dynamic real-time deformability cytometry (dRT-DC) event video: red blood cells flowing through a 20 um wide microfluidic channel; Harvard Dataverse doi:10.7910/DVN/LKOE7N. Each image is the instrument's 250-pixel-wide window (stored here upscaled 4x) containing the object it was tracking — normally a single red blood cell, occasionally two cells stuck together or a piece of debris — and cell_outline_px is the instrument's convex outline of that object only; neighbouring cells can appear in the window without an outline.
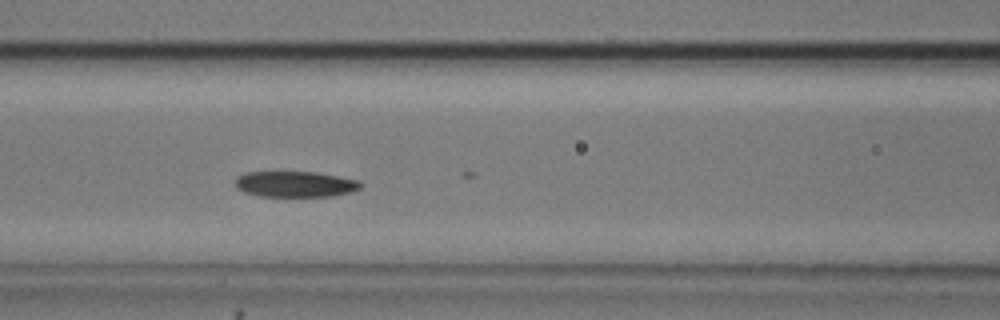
{"species": "common noctule bat (a hibernating species)", "species_latin": "Nyctalus noctula", "temperature_condition": "cold", "stored_images_in_passage": 7, "camera_frame_rate_fps": 3000, "um_per_image_px": 0.085, "animal": {"sex": "male", "body_mass_g": 20.5, "forearm_length_mm": 52.5}, "frame": {"image": 1, "passage_image": 5, "time_ms": 1.333, "image_size_px": [1000, 320], "cell_outline_px": [[364, 184], [360, 188], [352, 192], [332, 196], [260, 196], [244, 192], [236, 188], [236, 176], [244, 172], [316, 172], [360, 180]], "centroid_in_image_um": [25.11, 15.65], "position_along_channel_um": 141.5, "area_um2": 19.02}}